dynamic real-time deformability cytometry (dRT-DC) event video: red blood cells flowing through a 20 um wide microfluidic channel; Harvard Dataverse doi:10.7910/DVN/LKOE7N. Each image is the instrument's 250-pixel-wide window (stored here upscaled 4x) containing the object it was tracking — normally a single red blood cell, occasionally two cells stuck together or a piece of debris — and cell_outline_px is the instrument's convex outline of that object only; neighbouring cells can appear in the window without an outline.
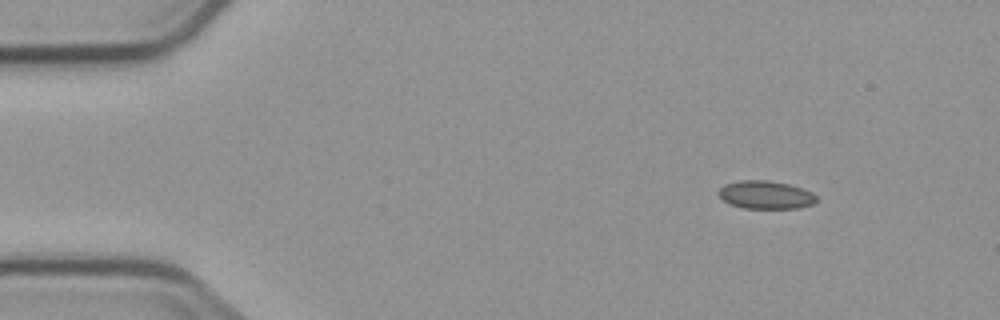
{"species": "common noctule bat (a hibernating species)", "species_latin": "Nyctalus noctula", "temperature_condition": "cold", "stored_images_in_passage": 4, "camera_frame_rate_fps": 3000, "um_per_image_px": 0.085, "animal": {"sex": "male", "body_mass_g": 23.1, "forearm_length_mm": 52.7}, "frame": {"image": 1, "passage_image": 1, "time_ms": 0.0, "image_size_px": [1000, 320], "cell_outline_px": [[816, 200], [812, 204], [796, 208], [744, 208], [732, 204], [724, 200], [716, 192], [724, 184], [740, 180], [764, 180], [788, 184], [812, 192], [816, 196]], "centroid_in_image_um": [65.05, 16.55], "position_along_channel_um": 20.0, "area_um2": 15.78}}
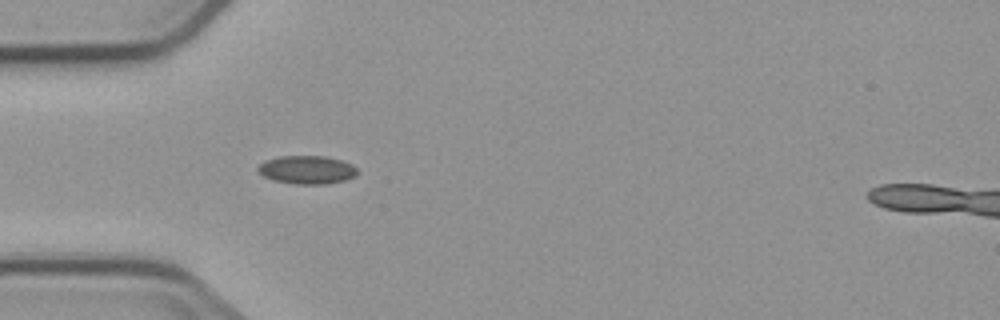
{"frame": {"image": 2, "passage_image": 4, "time_ms": 3.333, "image_size_px": [1000, 320], "cell_outline_px": [[356, 176], [344, 180], [328, 184], [292, 184], [272, 180], [264, 176], [256, 168], [264, 160], [280, 156], [324, 156], [340, 160], [352, 164], [356, 168]], "centroid_in_image_um": [26.07, 14.44], "position_along_channel_um": 58.9, "area_um2": 16.42}}